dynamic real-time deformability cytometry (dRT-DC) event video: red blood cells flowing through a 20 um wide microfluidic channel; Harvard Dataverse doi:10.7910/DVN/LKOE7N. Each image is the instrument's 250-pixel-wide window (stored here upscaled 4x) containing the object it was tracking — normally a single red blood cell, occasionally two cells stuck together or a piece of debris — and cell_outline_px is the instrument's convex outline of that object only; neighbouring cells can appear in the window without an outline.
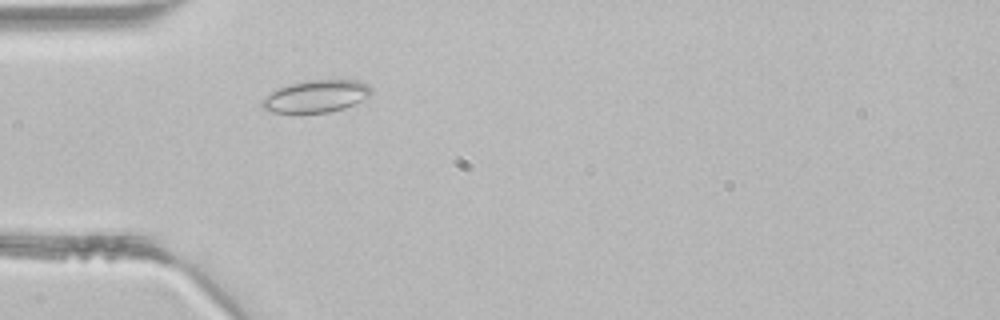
{"species": "common noctule bat (a hibernating species)", "species_latin": "Nyctalus noctula", "temperature_condition": "room temperature", "stored_images_in_passage": 1, "camera_frame_rate_fps": 3000, "um_per_image_px": 0.085, "animal": {"sex": "male", "body_mass_g": 21.5, "forearm_length_mm": 52.0}, "frame": {"image": 1, "passage_image": 1, "time_ms": 0.0, "image_size_px": [1000, 320], "cell_outline_px": [[372, 92], [368, 96], [344, 108], [328, 112], [272, 112], [264, 108], [260, 104], [260, 100], [264, 96], [288, 84], [304, 80], [360, 80], [368, 84], [372, 88]], "centroid_in_image_um": [26.86, 8.16], "position_along_channel_um": 58.1, "area_um2": 20.35}}